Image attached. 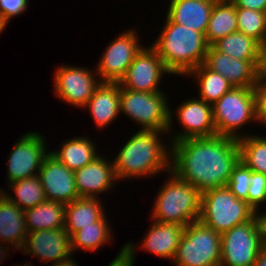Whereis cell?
I'll return each instance as SVG.
<instances>
[{
	"instance_id": "1",
	"label": "cell",
	"mask_w": 266,
	"mask_h": 266,
	"mask_svg": "<svg viewBox=\"0 0 266 266\" xmlns=\"http://www.w3.org/2000/svg\"><path fill=\"white\" fill-rule=\"evenodd\" d=\"M240 161L238 139L216 135L171 144V171L200 193L227 185Z\"/></svg>"
},
{
	"instance_id": "2",
	"label": "cell",
	"mask_w": 266,
	"mask_h": 266,
	"mask_svg": "<svg viewBox=\"0 0 266 266\" xmlns=\"http://www.w3.org/2000/svg\"><path fill=\"white\" fill-rule=\"evenodd\" d=\"M170 134L155 130H138L113 158L117 181L156 177L171 169V143L162 138ZM161 136V138H160ZM163 136V137H162ZM156 175V176H155Z\"/></svg>"
},
{
	"instance_id": "3",
	"label": "cell",
	"mask_w": 266,
	"mask_h": 266,
	"mask_svg": "<svg viewBox=\"0 0 266 266\" xmlns=\"http://www.w3.org/2000/svg\"><path fill=\"white\" fill-rule=\"evenodd\" d=\"M152 48L175 76H186L204 63L209 45L201 32L174 23L167 15Z\"/></svg>"
},
{
	"instance_id": "4",
	"label": "cell",
	"mask_w": 266,
	"mask_h": 266,
	"mask_svg": "<svg viewBox=\"0 0 266 266\" xmlns=\"http://www.w3.org/2000/svg\"><path fill=\"white\" fill-rule=\"evenodd\" d=\"M166 175L168 179L154 199L150 220L181 226L199 221L201 193L173 171L169 170Z\"/></svg>"
},
{
	"instance_id": "5",
	"label": "cell",
	"mask_w": 266,
	"mask_h": 266,
	"mask_svg": "<svg viewBox=\"0 0 266 266\" xmlns=\"http://www.w3.org/2000/svg\"><path fill=\"white\" fill-rule=\"evenodd\" d=\"M212 112L217 135L244 137L243 126L254 121L258 124L254 88L232 87L212 105Z\"/></svg>"
},
{
	"instance_id": "6",
	"label": "cell",
	"mask_w": 266,
	"mask_h": 266,
	"mask_svg": "<svg viewBox=\"0 0 266 266\" xmlns=\"http://www.w3.org/2000/svg\"><path fill=\"white\" fill-rule=\"evenodd\" d=\"M255 214L247 202L236 198L226 186L201 193L199 221L220 234L249 221Z\"/></svg>"
},
{
	"instance_id": "7",
	"label": "cell",
	"mask_w": 266,
	"mask_h": 266,
	"mask_svg": "<svg viewBox=\"0 0 266 266\" xmlns=\"http://www.w3.org/2000/svg\"><path fill=\"white\" fill-rule=\"evenodd\" d=\"M166 92H140L120 85V113L140 125V130L167 132L170 104Z\"/></svg>"
},
{
	"instance_id": "8",
	"label": "cell",
	"mask_w": 266,
	"mask_h": 266,
	"mask_svg": "<svg viewBox=\"0 0 266 266\" xmlns=\"http://www.w3.org/2000/svg\"><path fill=\"white\" fill-rule=\"evenodd\" d=\"M221 234L200 221L185 227L173 258L176 266H220Z\"/></svg>"
},
{
	"instance_id": "9",
	"label": "cell",
	"mask_w": 266,
	"mask_h": 266,
	"mask_svg": "<svg viewBox=\"0 0 266 266\" xmlns=\"http://www.w3.org/2000/svg\"><path fill=\"white\" fill-rule=\"evenodd\" d=\"M263 247V230L258 214L221 234L220 266H254Z\"/></svg>"
},
{
	"instance_id": "10",
	"label": "cell",
	"mask_w": 266,
	"mask_h": 266,
	"mask_svg": "<svg viewBox=\"0 0 266 266\" xmlns=\"http://www.w3.org/2000/svg\"><path fill=\"white\" fill-rule=\"evenodd\" d=\"M53 92L62 102L83 108L102 82L95 70L61 64L56 68Z\"/></svg>"
},
{
	"instance_id": "11",
	"label": "cell",
	"mask_w": 266,
	"mask_h": 266,
	"mask_svg": "<svg viewBox=\"0 0 266 266\" xmlns=\"http://www.w3.org/2000/svg\"><path fill=\"white\" fill-rule=\"evenodd\" d=\"M45 140L46 137L35 131H29L19 137L8 155L7 184L38 175L46 156L50 153Z\"/></svg>"
},
{
	"instance_id": "12",
	"label": "cell",
	"mask_w": 266,
	"mask_h": 266,
	"mask_svg": "<svg viewBox=\"0 0 266 266\" xmlns=\"http://www.w3.org/2000/svg\"><path fill=\"white\" fill-rule=\"evenodd\" d=\"M171 109L170 107V123L167 131V133H173L172 137L169 138V140L171 139L169 141L171 144L180 140L209 138L217 135L211 104L194 97L184 100V102L182 101L176 108L177 112H175V116L177 115L176 120L179 121L180 128L183 130L181 131L180 129V132H176L175 134L173 132V124L175 123L173 120L175 116L173 117V111Z\"/></svg>"
},
{
	"instance_id": "13",
	"label": "cell",
	"mask_w": 266,
	"mask_h": 266,
	"mask_svg": "<svg viewBox=\"0 0 266 266\" xmlns=\"http://www.w3.org/2000/svg\"><path fill=\"white\" fill-rule=\"evenodd\" d=\"M138 33L131 28L125 30L105 47L96 64V72L102 82H120L126 75L129 65L144 47L138 42Z\"/></svg>"
},
{
	"instance_id": "14",
	"label": "cell",
	"mask_w": 266,
	"mask_h": 266,
	"mask_svg": "<svg viewBox=\"0 0 266 266\" xmlns=\"http://www.w3.org/2000/svg\"><path fill=\"white\" fill-rule=\"evenodd\" d=\"M170 72L164 66L163 60L150 46H144L129 65L126 75L119 84L133 91L163 92L159 88L162 77Z\"/></svg>"
},
{
	"instance_id": "15",
	"label": "cell",
	"mask_w": 266,
	"mask_h": 266,
	"mask_svg": "<svg viewBox=\"0 0 266 266\" xmlns=\"http://www.w3.org/2000/svg\"><path fill=\"white\" fill-rule=\"evenodd\" d=\"M22 254H30L39 261L52 265L69 261L74 257L70 236L65 228L27 232Z\"/></svg>"
},
{
	"instance_id": "16",
	"label": "cell",
	"mask_w": 266,
	"mask_h": 266,
	"mask_svg": "<svg viewBox=\"0 0 266 266\" xmlns=\"http://www.w3.org/2000/svg\"><path fill=\"white\" fill-rule=\"evenodd\" d=\"M38 177L46 200L66 205L80 198L75 186L74 171L68 169L51 153L46 156Z\"/></svg>"
},
{
	"instance_id": "17",
	"label": "cell",
	"mask_w": 266,
	"mask_h": 266,
	"mask_svg": "<svg viewBox=\"0 0 266 266\" xmlns=\"http://www.w3.org/2000/svg\"><path fill=\"white\" fill-rule=\"evenodd\" d=\"M261 60H239L208 47L204 64L212 71L223 75L233 87L254 88L258 81Z\"/></svg>"
},
{
	"instance_id": "18",
	"label": "cell",
	"mask_w": 266,
	"mask_h": 266,
	"mask_svg": "<svg viewBox=\"0 0 266 266\" xmlns=\"http://www.w3.org/2000/svg\"><path fill=\"white\" fill-rule=\"evenodd\" d=\"M104 157L100 153L91 163L74 171L79 197L99 198L100 194H107L119 182L115 176L113 160L108 161Z\"/></svg>"
},
{
	"instance_id": "19",
	"label": "cell",
	"mask_w": 266,
	"mask_h": 266,
	"mask_svg": "<svg viewBox=\"0 0 266 266\" xmlns=\"http://www.w3.org/2000/svg\"><path fill=\"white\" fill-rule=\"evenodd\" d=\"M82 109L90 111L93 122L100 129L113 123L120 116L119 82H101Z\"/></svg>"
},
{
	"instance_id": "20",
	"label": "cell",
	"mask_w": 266,
	"mask_h": 266,
	"mask_svg": "<svg viewBox=\"0 0 266 266\" xmlns=\"http://www.w3.org/2000/svg\"><path fill=\"white\" fill-rule=\"evenodd\" d=\"M152 221L145 238L139 243L140 248L160 258L173 261L186 226Z\"/></svg>"
},
{
	"instance_id": "21",
	"label": "cell",
	"mask_w": 266,
	"mask_h": 266,
	"mask_svg": "<svg viewBox=\"0 0 266 266\" xmlns=\"http://www.w3.org/2000/svg\"><path fill=\"white\" fill-rule=\"evenodd\" d=\"M217 0H170L166 15L179 25L205 35Z\"/></svg>"
},
{
	"instance_id": "22",
	"label": "cell",
	"mask_w": 266,
	"mask_h": 266,
	"mask_svg": "<svg viewBox=\"0 0 266 266\" xmlns=\"http://www.w3.org/2000/svg\"><path fill=\"white\" fill-rule=\"evenodd\" d=\"M24 212L0 192V242L19 251L27 236Z\"/></svg>"
},
{
	"instance_id": "23",
	"label": "cell",
	"mask_w": 266,
	"mask_h": 266,
	"mask_svg": "<svg viewBox=\"0 0 266 266\" xmlns=\"http://www.w3.org/2000/svg\"><path fill=\"white\" fill-rule=\"evenodd\" d=\"M101 198L80 197L65 205V230L71 237L75 232L99 221L106 212Z\"/></svg>"
},
{
	"instance_id": "24",
	"label": "cell",
	"mask_w": 266,
	"mask_h": 266,
	"mask_svg": "<svg viewBox=\"0 0 266 266\" xmlns=\"http://www.w3.org/2000/svg\"><path fill=\"white\" fill-rule=\"evenodd\" d=\"M75 137V138H74ZM61 142V148L50 151V153L64 164L71 171H76L91 163L100 154L96 150L98 147L90 137L74 136Z\"/></svg>"
},
{
	"instance_id": "25",
	"label": "cell",
	"mask_w": 266,
	"mask_h": 266,
	"mask_svg": "<svg viewBox=\"0 0 266 266\" xmlns=\"http://www.w3.org/2000/svg\"><path fill=\"white\" fill-rule=\"evenodd\" d=\"M27 232L65 227V205L55 201H44L24 212Z\"/></svg>"
},
{
	"instance_id": "26",
	"label": "cell",
	"mask_w": 266,
	"mask_h": 266,
	"mask_svg": "<svg viewBox=\"0 0 266 266\" xmlns=\"http://www.w3.org/2000/svg\"><path fill=\"white\" fill-rule=\"evenodd\" d=\"M238 31L236 6L231 0H217L213 6L205 40L210 46L218 39Z\"/></svg>"
},
{
	"instance_id": "27",
	"label": "cell",
	"mask_w": 266,
	"mask_h": 266,
	"mask_svg": "<svg viewBox=\"0 0 266 266\" xmlns=\"http://www.w3.org/2000/svg\"><path fill=\"white\" fill-rule=\"evenodd\" d=\"M187 76L196 81L197 97L211 105L233 87L223 75L210 70L204 63L190 71Z\"/></svg>"
},
{
	"instance_id": "28",
	"label": "cell",
	"mask_w": 266,
	"mask_h": 266,
	"mask_svg": "<svg viewBox=\"0 0 266 266\" xmlns=\"http://www.w3.org/2000/svg\"><path fill=\"white\" fill-rule=\"evenodd\" d=\"M106 215L99 221L93 222L92 225L81 228L70 237L72 253H75L78 249L97 252L102 245L112 242L114 233L108 225Z\"/></svg>"
},
{
	"instance_id": "29",
	"label": "cell",
	"mask_w": 266,
	"mask_h": 266,
	"mask_svg": "<svg viewBox=\"0 0 266 266\" xmlns=\"http://www.w3.org/2000/svg\"><path fill=\"white\" fill-rule=\"evenodd\" d=\"M212 46L216 50L239 60H261L263 48L257 40L240 31L218 39Z\"/></svg>"
},
{
	"instance_id": "30",
	"label": "cell",
	"mask_w": 266,
	"mask_h": 266,
	"mask_svg": "<svg viewBox=\"0 0 266 266\" xmlns=\"http://www.w3.org/2000/svg\"><path fill=\"white\" fill-rule=\"evenodd\" d=\"M7 187L10 189V192L13 191L15 197L11 193H6L2 188L0 192L24 211L46 201L44 189L38 175L15 181L8 184Z\"/></svg>"
},
{
	"instance_id": "31",
	"label": "cell",
	"mask_w": 266,
	"mask_h": 266,
	"mask_svg": "<svg viewBox=\"0 0 266 266\" xmlns=\"http://www.w3.org/2000/svg\"><path fill=\"white\" fill-rule=\"evenodd\" d=\"M246 134L238 139L240 160L252 171L266 175V135Z\"/></svg>"
},
{
	"instance_id": "32",
	"label": "cell",
	"mask_w": 266,
	"mask_h": 266,
	"mask_svg": "<svg viewBox=\"0 0 266 266\" xmlns=\"http://www.w3.org/2000/svg\"><path fill=\"white\" fill-rule=\"evenodd\" d=\"M238 31L266 46V25L261 11L236 8Z\"/></svg>"
},
{
	"instance_id": "33",
	"label": "cell",
	"mask_w": 266,
	"mask_h": 266,
	"mask_svg": "<svg viewBox=\"0 0 266 266\" xmlns=\"http://www.w3.org/2000/svg\"><path fill=\"white\" fill-rule=\"evenodd\" d=\"M252 174V170L246 166L241 160L234 167L230 179L226 187L239 200L248 203V177Z\"/></svg>"
},
{
	"instance_id": "34",
	"label": "cell",
	"mask_w": 266,
	"mask_h": 266,
	"mask_svg": "<svg viewBox=\"0 0 266 266\" xmlns=\"http://www.w3.org/2000/svg\"><path fill=\"white\" fill-rule=\"evenodd\" d=\"M266 203V175L252 171L248 177V205L258 214L262 204Z\"/></svg>"
},
{
	"instance_id": "35",
	"label": "cell",
	"mask_w": 266,
	"mask_h": 266,
	"mask_svg": "<svg viewBox=\"0 0 266 266\" xmlns=\"http://www.w3.org/2000/svg\"><path fill=\"white\" fill-rule=\"evenodd\" d=\"M29 0H0V21L6 27L12 17L20 16L29 8Z\"/></svg>"
},
{
	"instance_id": "36",
	"label": "cell",
	"mask_w": 266,
	"mask_h": 266,
	"mask_svg": "<svg viewBox=\"0 0 266 266\" xmlns=\"http://www.w3.org/2000/svg\"><path fill=\"white\" fill-rule=\"evenodd\" d=\"M137 246L138 244L135 245L134 242L131 241L126 243L108 266H134Z\"/></svg>"
},
{
	"instance_id": "37",
	"label": "cell",
	"mask_w": 266,
	"mask_h": 266,
	"mask_svg": "<svg viewBox=\"0 0 266 266\" xmlns=\"http://www.w3.org/2000/svg\"><path fill=\"white\" fill-rule=\"evenodd\" d=\"M256 97V115L258 124L266 126V84L259 78L257 84L254 86Z\"/></svg>"
},
{
	"instance_id": "38",
	"label": "cell",
	"mask_w": 266,
	"mask_h": 266,
	"mask_svg": "<svg viewBox=\"0 0 266 266\" xmlns=\"http://www.w3.org/2000/svg\"><path fill=\"white\" fill-rule=\"evenodd\" d=\"M236 8H246L255 11H263L266 7V0H231Z\"/></svg>"
},
{
	"instance_id": "39",
	"label": "cell",
	"mask_w": 266,
	"mask_h": 266,
	"mask_svg": "<svg viewBox=\"0 0 266 266\" xmlns=\"http://www.w3.org/2000/svg\"><path fill=\"white\" fill-rule=\"evenodd\" d=\"M258 78L266 84V46L262 48L261 61L258 69Z\"/></svg>"
},
{
	"instance_id": "40",
	"label": "cell",
	"mask_w": 266,
	"mask_h": 266,
	"mask_svg": "<svg viewBox=\"0 0 266 266\" xmlns=\"http://www.w3.org/2000/svg\"><path fill=\"white\" fill-rule=\"evenodd\" d=\"M254 266H266V247L265 246H263L261 251L258 253Z\"/></svg>"
},
{
	"instance_id": "41",
	"label": "cell",
	"mask_w": 266,
	"mask_h": 266,
	"mask_svg": "<svg viewBox=\"0 0 266 266\" xmlns=\"http://www.w3.org/2000/svg\"><path fill=\"white\" fill-rule=\"evenodd\" d=\"M258 216L263 230V246L266 247V212H258Z\"/></svg>"
},
{
	"instance_id": "42",
	"label": "cell",
	"mask_w": 266,
	"mask_h": 266,
	"mask_svg": "<svg viewBox=\"0 0 266 266\" xmlns=\"http://www.w3.org/2000/svg\"><path fill=\"white\" fill-rule=\"evenodd\" d=\"M3 246H5V243H1L0 242V264H1V262L3 261V260H5L6 258H7V254L9 253V246L7 245V246H5V247H3ZM3 259V260H2Z\"/></svg>"
},
{
	"instance_id": "43",
	"label": "cell",
	"mask_w": 266,
	"mask_h": 266,
	"mask_svg": "<svg viewBox=\"0 0 266 266\" xmlns=\"http://www.w3.org/2000/svg\"><path fill=\"white\" fill-rule=\"evenodd\" d=\"M75 261H76L75 258H72L69 261H66V262H63V263H59V264H56V265H51V266H79L78 264H76L77 262H75Z\"/></svg>"
},
{
	"instance_id": "44",
	"label": "cell",
	"mask_w": 266,
	"mask_h": 266,
	"mask_svg": "<svg viewBox=\"0 0 266 266\" xmlns=\"http://www.w3.org/2000/svg\"><path fill=\"white\" fill-rule=\"evenodd\" d=\"M5 28L6 27L0 21V34L3 33V31L5 30Z\"/></svg>"
},
{
	"instance_id": "45",
	"label": "cell",
	"mask_w": 266,
	"mask_h": 266,
	"mask_svg": "<svg viewBox=\"0 0 266 266\" xmlns=\"http://www.w3.org/2000/svg\"><path fill=\"white\" fill-rule=\"evenodd\" d=\"M21 266H31L32 265V262L30 263V261L27 263L26 261H25V263H23V264H20ZM20 265H18V266H20Z\"/></svg>"
},
{
	"instance_id": "46",
	"label": "cell",
	"mask_w": 266,
	"mask_h": 266,
	"mask_svg": "<svg viewBox=\"0 0 266 266\" xmlns=\"http://www.w3.org/2000/svg\"><path fill=\"white\" fill-rule=\"evenodd\" d=\"M262 13H263V17H264V21H265V25H266V7H265V9L262 11Z\"/></svg>"
}]
</instances>
